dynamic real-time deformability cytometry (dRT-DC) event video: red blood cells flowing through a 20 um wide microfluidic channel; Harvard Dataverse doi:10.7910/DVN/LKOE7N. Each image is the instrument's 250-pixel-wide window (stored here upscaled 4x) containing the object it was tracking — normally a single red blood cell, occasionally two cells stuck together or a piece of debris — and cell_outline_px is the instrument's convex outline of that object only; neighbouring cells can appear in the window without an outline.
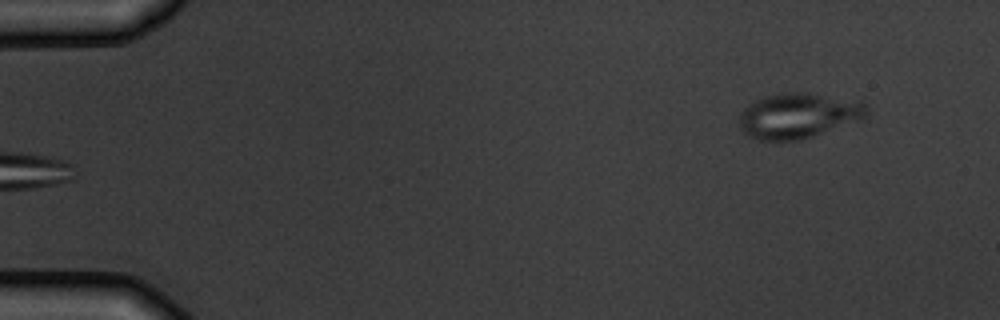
{"species": "common noctule bat (a hibernating species)", "species_latin": "Nyctalus noctula", "temperature_condition": "warm", "stored_images_in_passage": 4, "camera_frame_rate_fps": 3000, "um_per_image_px": 0.085, "animal": {"sex": "male", "body_mass_g": 19.5, "forearm_length_mm": 54.6}, "frame": {"image": 1, "passage_image": 4, "time_ms": 4.333, "image_size_px": [1000, 320], "cell_outline_px": [[868, 112], [860, 120], [800, 140], [760, 140], [748, 136], [744, 132], [740, 124], [740, 112], [748, 104], [764, 96], [784, 92], [808, 92], [864, 100], [868, 104]], "centroid_in_image_um": [67.91, 9.79], "position_along_channel_um": 17.1, "area_um2": 33.93}}